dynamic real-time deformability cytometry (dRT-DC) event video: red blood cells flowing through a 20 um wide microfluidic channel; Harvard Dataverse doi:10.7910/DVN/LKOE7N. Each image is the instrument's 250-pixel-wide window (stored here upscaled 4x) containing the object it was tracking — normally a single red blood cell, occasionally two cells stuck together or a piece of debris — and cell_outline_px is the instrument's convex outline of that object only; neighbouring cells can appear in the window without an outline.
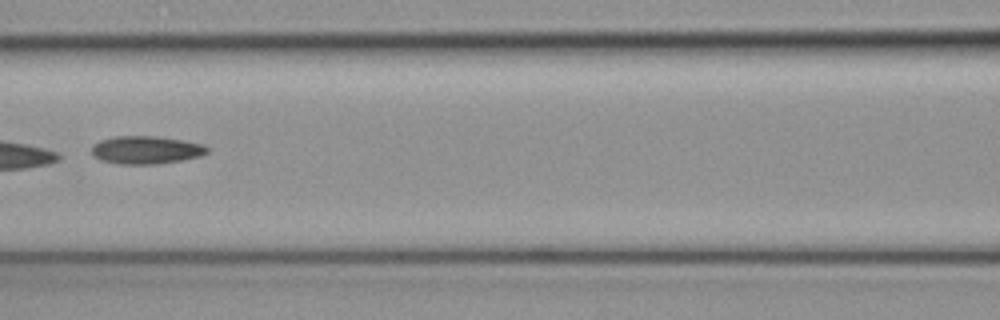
{"species": "common noctule bat (a hibernating species)", "species_latin": "Nyctalus noctula", "temperature_condition": "cold", "stored_images_in_passage": 7, "camera_frame_rate_fps": 3000, "um_per_image_px": 0.085, "animal": {"sex": "female", "body_mass_g": 19.3, "forearm_length_mm": 54.1}, "frame": {"image": 1, "passage_image": 6, "time_ms": 1.667, "image_size_px": [1000, 320], "cell_outline_px": [[208, 152], [200, 156], [180, 160], [156, 164], [120, 164], [100, 160], [92, 156], [92, 144], [100, 140], [116, 136], [156, 136], [204, 144], [208, 148]], "centroid_in_image_um": [12.37, 12.74], "position_along_channel_um": 154.2, "area_um2": 18.79}}
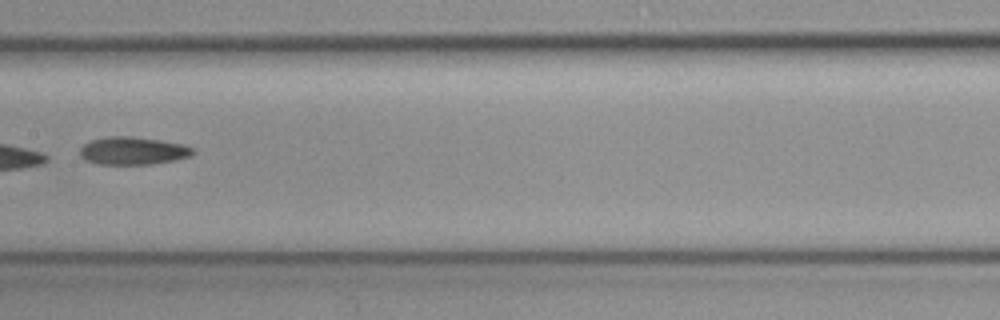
{"frame": {"image": 2, "passage_image": 7, "time_ms": 2.0, "image_size_px": [1000, 320], "cell_outline_px": [[196, 152], [192, 156], [176, 160], [152, 164], [100, 164], [84, 160], [80, 156], [80, 148], [84, 144], [92, 140], [108, 136], [132, 136], [160, 140], [184, 144], [192, 148]], "centroid_in_image_um": [11.32, 12.82], "position_along_channel_um": 196.1, "area_um2": 18.44}}